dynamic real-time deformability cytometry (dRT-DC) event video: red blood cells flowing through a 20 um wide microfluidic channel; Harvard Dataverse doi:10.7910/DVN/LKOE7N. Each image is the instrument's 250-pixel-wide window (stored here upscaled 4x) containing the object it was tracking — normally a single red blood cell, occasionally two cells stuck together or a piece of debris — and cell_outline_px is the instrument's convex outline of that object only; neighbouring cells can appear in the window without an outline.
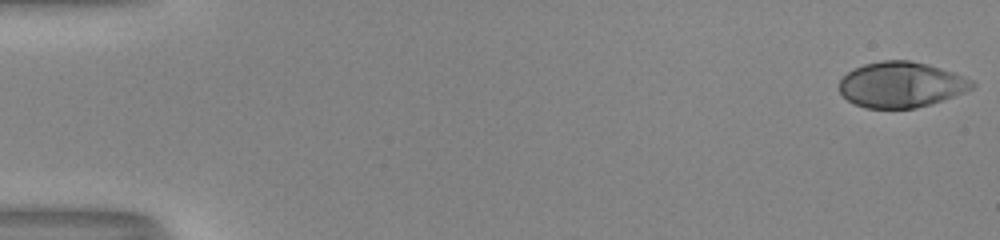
{"species": "human", "species_latin": "Homo sapiens", "temperature_condition": "room temperature", "stored_images_in_passage": 53, "camera_frame_rate_fps": 3000, "um_per_image_px": 0.085, "donor": {"sex": "male"}, "frame": {"image": 1, "passage_image": 1, "time_ms": 0.0, "image_size_px": [1000, 240], "cell_outline_px": [[976, 84], [972, 88], [964, 92], [932, 104], [916, 108], [864, 108], [848, 100], [840, 92], [840, 80], [848, 72], [864, 64], [884, 60], [908, 60], [928, 64], [952, 72], [972, 80]], "centroid_in_image_um": [76.6, 7.2], "position_along_channel_um": 8.4, "area_um2": 35.03}}
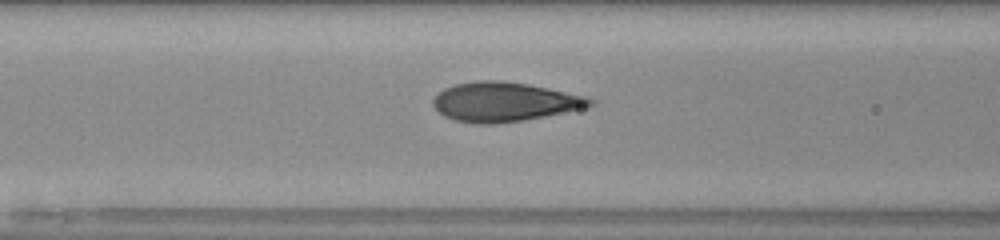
{"frame": {"image": 2, "passage_image": 23, "time_ms": 7.333, "image_size_px": [1000, 240], "cell_outline_px": [[596, 104], [588, 108], [524, 120], [496, 124], [476, 124], [456, 120], [444, 116], [432, 104], [432, 100], [444, 88], [456, 84], [476, 80], [500, 80], [528, 84], [588, 96], [596, 100]], "centroid_in_image_um": [42.94, 8.66], "position_along_channel_um": 123.7, "area_um2": 36.24}}
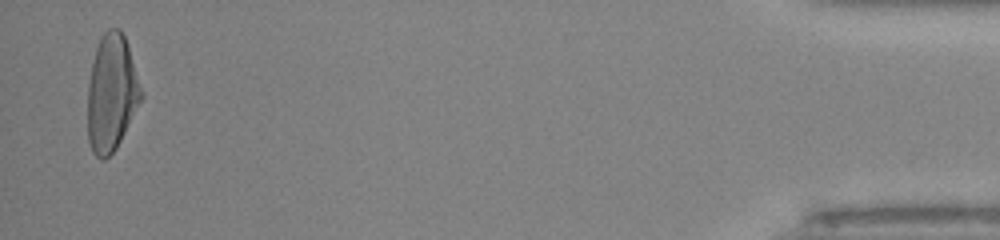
{"frame": {"image": 3, "passage_image": 52, "time_ms": 17.0, "image_size_px": [1000, 240], "cell_outline_px": [[144, 96], [116, 148], [104, 160], [100, 160], [92, 152], [88, 140], [88, 84], [92, 64], [96, 48], [100, 36], [108, 28], [120, 28], [128, 44], [144, 92]], "centroid_in_image_um": [9.5, 7.89], "position_along_channel_um": 425.7, "area_um2": 36.7}, "authors_computed_cell_mechanics": {"area_um2": 35.547, "velocity_mm_per_s": 4.0344, "shape_relaxation_time_tau1_ms": 6.9014, "shape_relaxation_time_tau2_ms": null, "deformation_change_tau1": 0.3002, "deformation_change_tau2": null}}